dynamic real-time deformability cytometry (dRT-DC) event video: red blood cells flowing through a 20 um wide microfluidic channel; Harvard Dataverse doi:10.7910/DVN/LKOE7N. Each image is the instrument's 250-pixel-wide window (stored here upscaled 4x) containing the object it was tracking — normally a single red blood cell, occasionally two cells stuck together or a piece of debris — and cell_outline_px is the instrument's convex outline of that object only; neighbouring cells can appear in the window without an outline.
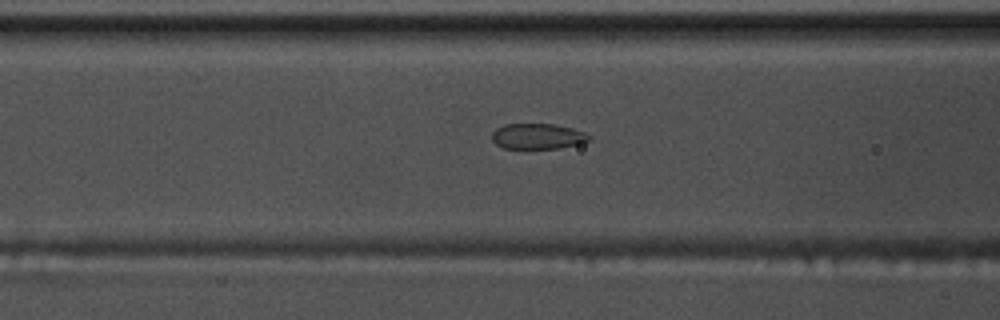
{"species": "common noctule bat (a hibernating species)", "species_latin": "Nyctalus noctula", "temperature_condition": "warm", "stored_images_in_passage": 34, "camera_frame_rate_fps": 3000, "um_per_image_px": 0.085, "animal": {"sex": "male", "body_mass_g": 17.5, "forearm_length_mm": 52.3}, "frame": {"image": 1, "passage_image": 5, "time_ms": 1.333, "image_size_px": [1000, 320], "cell_outline_px": [[592, 140], [580, 144], [560, 148], [504, 148], [496, 144], [492, 140], [492, 132], [496, 128], [504, 124], [552, 124], [572, 128], [584, 132], [592, 136]], "centroid_in_image_um": [45.73, 11.58], "position_along_channel_um": 120.9, "area_um2": 14.57}}
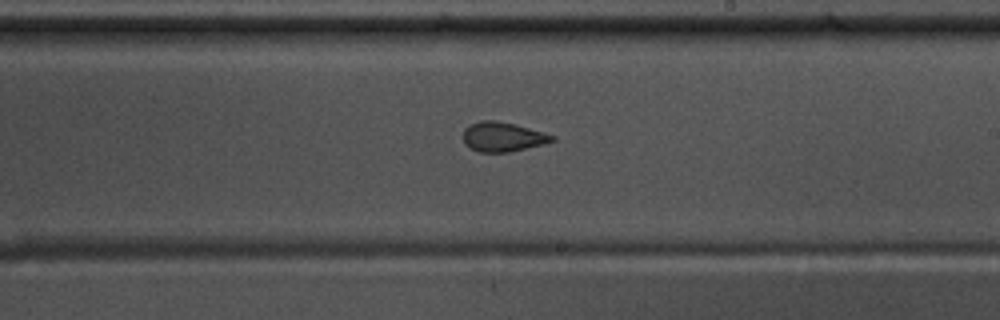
{"frame": {"image": 2, "passage_image": 15, "time_ms": 4.667, "image_size_px": [1000, 320], "cell_outline_px": [[556, 140], [544, 144], [508, 152], [480, 152], [464, 144], [464, 128], [468, 124], [480, 120], [496, 120], [544, 132], [556, 136]], "centroid_in_image_um": [42.73, 11.62], "position_along_channel_um": 246.3, "area_um2": 15.26}}
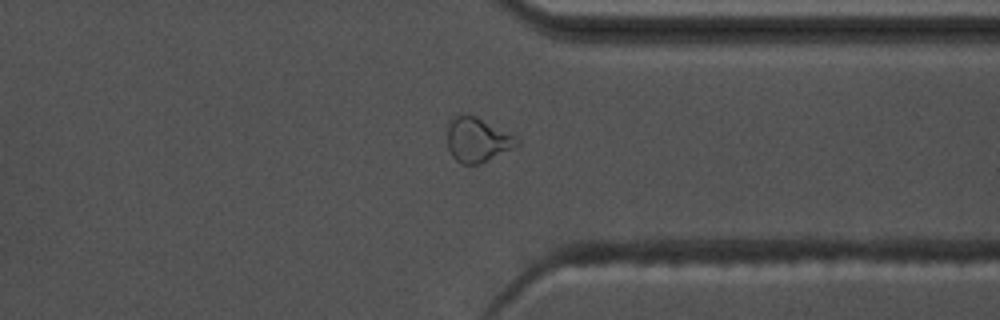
{"frame": {"image": 3, "passage_image": 25, "time_ms": 8.0, "image_size_px": [1000, 320], "cell_outline_px": [[520, 148], [480, 164], [460, 164], [452, 156], [448, 148], [448, 120], [452, 116], [460, 112], [468, 112], [516, 136], [520, 140]], "centroid_in_image_um": [40.62, 11.87], "position_along_channel_um": 370.8, "area_um2": 18.96}}